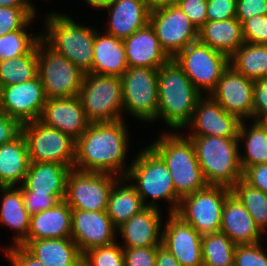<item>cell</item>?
<instances>
[{
	"label": "cell",
	"instance_id": "d590c367",
	"mask_svg": "<svg viewBox=\"0 0 267 266\" xmlns=\"http://www.w3.org/2000/svg\"><path fill=\"white\" fill-rule=\"evenodd\" d=\"M231 192L249 212L260 231L265 233L267 231V193L251 187L243 179L231 188Z\"/></svg>",
	"mask_w": 267,
	"mask_h": 266
},
{
	"label": "cell",
	"instance_id": "f6af8a7d",
	"mask_svg": "<svg viewBox=\"0 0 267 266\" xmlns=\"http://www.w3.org/2000/svg\"><path fill=\"white\" fill-rule=\"evenodd\" d=\"M177 5L197 29H200L206 23L207 0H178Z\"/></svg>",
	"mask_w": 267,
	"mask_h": 266
},
{
	"label": "cell",
	"instance_id": "4dcf8cb0",
	"mask_svg": "<svg viewBox=\"0 0 267 266\" xmlns=\"http://www.w3.org/2000/svg\"><path fill=\"white\" fill-rule=\"evenodd\" d=\"M0 191L3 193L0 222L18 232L13 244L21 245L26 240L30 229V215L24 206L21 187H0Z\"/></svg>",
	"mask_w": 267,
	"mask_h": 266
},
{
	"label": "cell",
	"instance_id": "83f0119b",
	"mask_svg": "<svg viewBox=\"0 0 267 266\" xmlns=\"http://www.w3.org/2000/svg\"><path fill=\"white\" fill-rule=\"evenodd\" d=\"M21 245L45 266H82V254L71 238L24 241Z\"/></svg>",
	"mask_w": 267,
	"mask_h": 266
},
{
	"label": "cell",
	"instance_id": "44dd1931",
	"mask_svg": "<svg viewBox=\"0 0 267 266\" xmlns=\"http://www.w3.org/2000/svg\"><path fill=\"white\" fill-rule=\"evenodd\" d=\"M104 8L110 15L105 32L116 38L123 40L149 24L151 9L145 0H110Z\"/></svg>",
	"mask_w": 267,
	"mask_h": 266
},
{
	"label": "cell",
	"instance_id": "e575fe53",
	"mask_svg": "<svg viewBox=\"0 0 267 266\" xmlns=\"http://www.w3.org/2000/svg\"><path fill=\"white\" fill-rule=\"evenodd\" d=\"M37 45L27 54L0 61V84L5 87L32 80L37 76Z\"/></svg>",
	"mask_w": 267,
	"mask_h": 266
},
{
	"label": "cell",
	"instance_id": "c3c4849f",
	"mask_svg": "<svg viewBox=\"0 0 267 266\" xmlns=\"http://www.w3.org/2000/svg\"><path fill=\"white\" fill-rule=\"evenodd\" d=\"M256 15H267V0L236 1V18L241 23Z\"/></svg>",
	"mask_w": 267,
	"mask_h": 266
},
{
	"label": "cell",
	"instance_id": "1f68e13d",
	"mask_svg": "<svg viewBox=\"0 0 267 266\" xmlns=\"http://www.w3.org/2000/svg\"><path fill=\"white\" fill-rule=\"evenodd\" d=\"M123 181L126 183L127 179L120 177L115 182L110 192L106 210L116 229L133 215L146 208L134 186L132 184L125 185Z\"/></svg>",
	"mask_w": 267,
	"mask_h": 266
},
{
	"label": "cell",
	"instance_id": "5bb4252c",
	"mask_svg": "<svg viewBox=\"0 0 267 266\" xmlns=\"http://www.w3.org/2000/svg\"><path fill=\"white\" fill-rule=\"evenodd\" d=\"M149 23L171 59L186 46L198 41L197 27L177 4L151 10Z\"/></svg>",
	"mask_w": 267,
	"mask_h": 266
},
{
	"label": "cell",
	"instance_id": "11a10c76",
	"mask_svg": "<svg viewBox=\"0 0 267 266\" xmlns=\"http://www.w3.org/2000/svg\"><path fill=\"white\" fill-rule=\"evenodd\" d=\"M148 7L153 10L155 8L167 6V5H175L178 0H145Z\"/></svg>",
	"mask_w": 267,
	"mask_h": 266
},
{
	"label": "cell",
	"instance_id": "4fadbf2b",
	"mask_svg": "<svg viewBox=\"0 0 267 266\" xmlns=\"http://www.w3.org/2000/svg\"><path fill=\"white\" fill-rule=\"evenodd\" d=\"M119 178L113 174L73 168L67 176L64 201L72 209L106 211L110 192Z\"/></svg>",
	"mask_w": 267,
	"mask_h": 266
},
{
	"label": "cell",
	"instance_id": "6da1fadb",
	"mask_svg": "<svg viewBox=\"0 0 267 266\" xmlns=\"http://www.w3.org/2000/svg\"><path fill=\"white\" fill-rule=\"evenodd\" d=\"M128 131L124 120L90 123L75 141L73 168L79 171L99 172L125 177ZM124 170V171H123Z\"/></svg>",
	"mask_w": 267,
	"mask_h": 266
},
{
	"label": "cell",
	"instance_id": "7a4b0ae2",
	"mask_svg": "<svg viewBox=\"0 0 267 266\" xmlns=\"http://www.w3.org/2000/svg\"><path fill=\"white\" fill-rule=\"evenodd\" d=\"M202 94L173 58L158 68L157 118H162L170 128L179 130L190 123Z\"/></svg>",
	"mask_w": 267,
	"mask_h": 266
},
{
	"label": "cell",
	"instance_id": "680465c9",
	"mask_svg": "<svg viewBox=\"0 0 267 266\" xmlns=\"http://www.w3.org/2000/svg\"><path fill=\"white\" fill-rule=\"evenodd\" d=\"M228 266H237L235 263L231 264V265H228Z\"/></svg>",
	"mask_w": 267,
	"mask_h": 266
},
{
	"label": "cell",
	"instance_id": "cb8c5ba5",
	"mask_svg": "<svg viewBox=\"0 0 267 266\" xmlns=\"http://www.w3.org/2000/svg\"><path fill=\"white\" fill-rule=\"evenodd\" d=\"M220 232L235 245L259 243L262 232L238 198L231 192L224 203Z\"/></svg>",
	"mask_w": 267,
	"mask_h": 266
},
{
	"label": "cell",
	"instance_id": "f1b7e54d",
	"mask_svg": "<svg viewBox=\"0 0 267 266\" xmlns=\"http://www.w3.org/2000/svg\"><path fill=\"white\" fill-rule=\"evenodd\" d=\"M198 41L230 57L245 43L242 23L236 17L206 21L198 29Z\"/></svg>",
	"mask_w": 267,
	"mask_h": 266
},
{
	"label": "cell",
	"instance_id": "60d3db41",
	"mask_svg": "<svg viewBox=\"0 0 267 266\" xmlns=\"http://www.w3.org/2000/svg\"><path fill=\"white\" fill-rule=\"evenodd\" d=\"M234 263L237 266H267V255L260 242L236 245Z\"/></svg>",
	"mask_w": 267,
	"mask_h": 266
},
{
	"label": "cell",
	"instance_id": "9f6ffc18",
	"mask_svg": "<svg viewBox=\"0 0 267 266\" xmlns=\"http://www.w3.org/2000/svg\"><path fill=\"white\" fill-rule=\"evenodd\" d=\"M84 1L94 8L102 9L106 5V3L110 0H84Z\"/></svg>",
	"mask_w": 267,
	"mask_h": 266
},
{
	"label": "cell",
	"instance_id": "f546056e",
	"mask_svg": "<svg viewBox=\"0 0 267 266\" xmlns=\"http://www.w3.org/2000/svg\"><path fill=\"white\" fill-rule=\"evenodd\" d=\"M29 165L27 143L20 133L11 142L0 146V187L22 185Z\"/></svg>",
	"mask_w": 267,
	"mask_h": 266
},
{
	"label": "cell",
	"instance_id": "ee69618b",
	"mask_svg": "<svg viewBox=\"0 0 267 266\" xmlns=\"http://www.w3.org/2000/svg\"><path fill=\"white\" fill-rule=\"evenodd\" d=\"M124 266H156L157 247L123 248Z\"/></svg>",
	"mask_w": 267,
	"mask_h": 266
},
{
	"label": "cell",
	"instance_id": "74e56055",
	"mask_svg": "<svg viewBox=\"0 0 267 266\" xmlns=\"http://www.w3.org/2000/svg\"><path fill=\"white\" fill-rule=\"evenodd\" d=\"M41 40V35H30L26 30H16L0 37V61L29 53Z\"/></svg>",
	"mask_w": 267,
	"mask_h": 266
},
{
	"label": "cell",
	"instance_id": "30bf717a",
	"mask_svg": "<svg viewBox=\"0 0 267 266\" xmlns=\"http://www.w3.org/2000/svg\"><path fill=\"white\" fill-rule=\"evenodd\" d=\"M120 78L123 110L142 121L158 120V69L128 67Z\"/></svg>",
	"mask_w": 267,
	"mask_h": 266
},
{
	"label": "cell",
	"instance_id": "5b68a950",
	"mask_svg": "<svg viewBox=\"0 0 267 266\" xmlns=\"http://www.w3.org/2000/svg\"><path fill=\"white\" fill-rule=\"evenodd\" d=\"M46 18V36L41 39L54 51L65 56L84 73L92 68L96 29L74 22L66 15L50 13Z\"/></svg>",
	"mask_w": 267,
	"mask_h": 266
},
{
	"label": "cell",
	"instance_id": "9c48e42d",
	"mask_svg": "<svg viewBox=\"0 0 267 266\" xmlns=\"http://www.w3.org/2000/svg\"><path fill=\"white\" fill-rule=\"evenodd\" d=\"M231 188L207 185L180 199L176 214L189 223L201 236L220 231L222 210Z\"/></svg>",
	"mask_w": 267,
	"mask_h": 266
},
{
	"label": "cell",
	"instance_id": "b9f144b4",
	"mask_svg": "<svg viewBox=\"0 0 267 266\" xmlns=\"http://www.w3.org/2000/svg\"><path fill=\"white\" fill-rule=\"evenodd\" d=\"M66 194H35L29 190H22L24 206L32 216L46 209L55 207L65 199Z\"/></svg>",
	"mask_w": 267,
	"mask_h": 266
},
{
	"label": "cell",
	"instance_id": "9a60e30c",
	"mask_svg": "<svg viewBox=\"0 0 267 266\" xmlns=\"http://www.w3.org/2000/svg\"><path fill=\"white\" fill-rule=\"evenodd\" d=\"M1 101L2 111L24 124L39 120L47 97L37 75L32 80L2 87Z\"/></svg>",
	"mask_w": 267,
	"mask_h": 266
},
{
	"label": "cell",
	"instance_id": "277c9868",
	"mask_svg": "<svg viewBox=\"0 0 267 266\" xmlns=\"http://www.w3.org/2000/svg\"><path fill=\"white\" fill-rule=\"evenodd\" d=\"M196 150L197 160L208 185L232 188L243 179L238 137L186 136Z\"/></svg>",
	"mask_w": 267,
	"mask_h": 266
},
{
	"label": "cell",
	"instance_id": "ab89813d",
	"mask_svg": "<svg viewBox=\"0 0 267 266\" xmlns=\"http://www.w3.org/2000/svg\"><path fill=\"white\" fill-rule=\"evenodd\" d=\"M35 16V8L0 6V37L16 30H25Z\"/></svg>",
	"mask_w": 267,
	"mask_h": 266
},
{
	"label": "cell",
	"instance_id": "f35d334b",
	"mask_svg": "<svg viewBox=\"0 0 267 266\" xmlns=\"http://www.w3.org/2000/svg\"><path fill=\"white\" fill-rule=\"evenodd\" d=\"M82 266H124L123 248L116 241L82 254Z\"/></svg>",
	"mask_w": 267,
	"mask_h": 266
},
{
	"label": "cell",
	"instance_id": "ac0fdd59",
	"mask_svg": "<svg viewBox=\"0 0 267 266\" xmlns=\"http://www.w3.org/2000/svg\"><path fill=\"white\" fill-rule=\"evenodd\" d=\"M116 231L106 211L72 209L71 239L81 254L114 243Z\"/></svg>",
	"mask_w": 267,
	"mask_h": 266
},
{
	"label": "cell",
	"instance_id": "7dc6e473",
	"mask_svg": "<svg viewBox=\"0 0 267 266\" xmlns=\"http://www.w3.org/2000/svg\"><path fill=\"white\" fill-rule=\"evenodd\" d=\"M237 0H207V21H220L236 17Z\"/></svg>",
	"mask_w": 267,
	"mask_h": 266
},
{
	"label": "cell",
	"instance_id": "484cf974",
	"mask_svg": "<svg viewBox=\"0 0 267 266\" xmlns=\"http://www.w3.org/2000/svg\"><path fill=\"white\" fill-rule=\"evenodd\" d=\"M96 30L90 73L121 77L127 70L123 40Z\"/></svg>",
	"mask_w": 267,
	"mask_h": 266
},
{
	"label": "cell",
	"instance_id": "4316f807",
	"mask_svg": "<svg viewBox=\"0 0 267 266\" xmlns=\"http://www.w3.org/2000/svg\"><path fill=\"white\" fill-rule=\"evenodd\" d=\"M71 168L48 162H30L21 190L35 194H66V180Z\"/></svg>",
	"mask_w": 267,
	"mask_h": 266
},
{
	"label": "cell",
	"instance_id": "6f0895ef",
	"mask_svg": "<svg viewBox=\"0 0 267 266\" xmlns=\"http://www.w3.org/2000/svg\"><path fill=\"white\" fill-rule=\"evenodd\" d=\"M1 92H2V87L0 84V110H2Z\"/></svg>",
	"mask_w": 267,
	"mask_h": 266
},
{
	"label": "cell",
	"instance_id": "7402d4cb",
	"mask_svg": "<svg viewBox=\"0 0 267 266\" xmlns=\"http://www.w3.org/2000/svg\"><path fill=\"white\" fill-rule=\"evenodd\" d=\"M159 208L146 207L116 230L125 242L122 248L157 247L162 244ZM119 230V231H118ZM161 231V232H160Z\"/></svg>",
	"mask_w": 267,
	"mask_h": 266
},
{
	"label": "cell",
	"instance_id": "e0dca14e",
	"mask_svg": "<svg viewBox=\"0 0 267 266\" xmlns=\"http://www.w3.org/2000/svg\"><path fill=\"white\" fill-rule=\"evenodd\" d=\"M167 221L162 230V245L181 266H203L202 236L176 213H169Z\"/></svg>",
	"mask_w": 267,
	"mask_h": 266
},
{
	"label": "cell",
	"instance_id": "ffe728a7",
	"mask_svg": "<svg viewBox=\"0 0 267 266\" xmlns=\"http://www.w3.org/2000/svg\"><path fill=\"white\" fill-rule=\"evenodd\" d=\"M39 121L69 135L75 141L90 124L78 96L47 99Z\"/></svg>",
	"mask_w": 267,
	"mask_h": 266
},
{
	"label": "cell",
	"instance_id": "681fc988",
	"mask_svg": "<svg viewBox=\"0 0 267 266\" xmlns=\"http://www.w3.org/2000/svg\"><path fill=\"white\" fill-rule=\"evenodd\" d=\"M4 251L13 266H45L22 245L9 246Z\"/></svg>",
	"mask_w": 267,
	"mask_h": 266
},
{
	"label": "cell",
	"instance_id": "816d5d0a",
	"mask_svg": "<svg viewBox=\"0 0 267 266\" xmlns=\"http://www.w3.org/2000/svg\"><path fill=\"white\" fill-rule=\"evenodd\" d=\"M21 133V124L0 110V146L11 142Z\"/></svg>",
	"mask_w": 267,
	"mask_h": 266
},
{
	"label": "cell",
	"instance_id": "836d02e7",
	"mask_svg": "<svg viewBox=\"0 0 267 266\" xmlns=\"http://www.w3.org/2000/svg\"><path fill=\"white\" fill-rule=\"evenodd\" d=\"M229 65L253 81L267 77V45L245 42L229 57Z\"/></svg>",
	"mask_w": 267,
	"mask_h": 266
},
{
	"label": "cell",
	"instance_id": "d6986e66",
	"mask_svg": "<svg viewBox=\"0 0 267 266\" xmlns=\"http://www.w3.org/2000/svg\"><path fill=\"white\" fill-rule=\"evenodd\" d=\"M241 120L226 112L210 96L198 100L190 123L193 132L187 136L238 137Z\"/></svg>",
	"mask_w": 267,
	"mask_h": 266
},
{
	"label": "cell",
	"instance_id": "603a6c76",
	"mask_svg": "<svg viewBox=\"0 0 267 266\" xmlns=\"http://www.w3.org/2000/svg\"><path fill=\"white\" fill-rule=\"evenodd\" d=\"M123 45L128 67L158 69L171 59L162 49L150 23L123 39Z\"/></svg>",
	"mask_w": 267,
	"mask_h": 266
},
{
	"label": "cell",
	"instance_id": "bcb514c9",
	"mask_svg": "<svg viewBox=\"0 0 267 266\" xmlns=\"http://www.w3.org/2000/svg\"><path fill=\"white\" fill-rule=\"evenodd\" d=\"M253 119L261 122L267 119V77L254 81Z\"/></svg>",
	"mask_w": 267,
	"mask_h": 266
},
{
	"label": "cell",
	"instance_id": "8fae6325",
	"mask_svg": "<svg viewBox=\"0 0 267 266\" xmlns=\"http://www.w3.org/2000/svg\"><path fill=\"white\" fill-rule=\"evenodd\" d=\"M30 162L59 163L73 169L75 140L39 120L21 124Z\"/></svg>",
	"mask_w": 267,
	"mask_h": 266
},
{
	"label": "cell",
	"instance_id": "52a82bcc",
	"mask_svg": "<svg viewBox=\"0 0 267 266\" xmlns=\"http://www.w3.org/2000/svg\"><path fill=\"white\" fill-rule=\"evenodd\" d=\"M90 123L123 120L122 81L118 76L85 73L79 96Z\"/></svg>",
	"mask_w": 267,
	"mask_h": 266
},
{
	"label": "cell",
	"instance_id": "2e32d148",
	"mask_svg": "<svg viewBox=\"0 0 267 266\" xmlns=\"http://www.w3.org/2000/svg\"><path fill=\"white\" fill-rule=\"evenodd\" d=\"M253 89L254 81L229 65L208 95L226 112L247 120L253 119Z\"/></svg>",
	"mask_w": 267,
	"mask_h": 266
},
{
	"label": "cell",
	"instance_id": "8992f818",
	"mask_svg": "<svg viewBox=\"0 0 267 266\" xmlns=\"http://www.w3.org/2000/svg\"><path fill=\"white\" fill-rule=\"evenodd\" d=\"M140 151L129 165L125 178L135 181L132 185L146 207L160 208L155 200L165 199L171 204L169 213H176L181 198L175 193L168 167L150 146ZM147 197H151L152 202L147 203Z\"/></svg>",
	"mask_w": 267,
	"mask_h": 266
},
{
	"label": "cell",
	"instance_id": "7c38bea8",
	"mask_svg": "<svg viewBox=\"0 0 267 266\" xmlns=\"http://www.w3.org/2000/svg\"><path fill=\"white\" fill-rule=\"evenodd\" d=\"M173 59L200 93H210L229 67L227 55L199 41L186 46Z\"/></svg>",
	"mask_w": 267,
	"mask_h": 266
},
{
	"label": "cell",
	"instance_id": "d6a6232c",
	"mask_svg": "<svg viewBox=\"0 0 267 266\" xmlns=\"http://www.w3.org/2000/svg\"><path fill=\"white\" fill-rule=\"evenodd\" d=\"M241 120L238 141H245V155L239 153V161L242 171L248 167L267 163V125L261 121H254L247 129Z\"/></svg>",
	"mask_w": 267,
	"mask_h": 266
},
{
	"label": "cell",
	"instance_id": "7bdbcfd3",
	"mask_svg": "<svg viewBox=\"0 0 267 266\" xmlns=\"http://www.w3.org/2000/svg\"><path fill=\"white\" fill-rule=\"evenodd\" d=\"M246 43L267 45V15H256L242 23Z\"/></svg>",
	"mask_w": 267,
	"mask_h": 266
},
{
	"label": "cell",
	"instance_id": "3957f363",
	"mask_svg": "<svg viewBox=\"0 0 267 266\" xmlns=\"http://www.w3.org/2000/svg\"><path fill=\"white\" fill-rule=\"evenodd\" d=\"M164 161L172 177L175 193L180 197L205 188L206 183L197 160L193 142L177 133H163L149 145Z\"/></svg>",
	"mask_w": 267,
	"mask_h": 266
},
{
	"label": "cell",
	"instance_id": "d4e9b609",
	"mask_svg": "<svg viewBox=\"0 0 267 266\" xmlns=\"http://www.w3.org/2000/svg\"><path fill=\"white\" fill-rule=\"evenodd\" d=\"M72 208L63 200L55 207L30 216L25 241L71 238Z\"/></svg>",
	"mask_w": 267,
	"mask_h": 266
},
{
	"label": "cell",
	"instance_id": "8d00e7d4",
	"mask_svg": "<svg viewBox=\"0 0 267 266\" xmlns=\"http://www.w3.org/2000/svg\"><path fill=\"white\" fill-rule=\"evenodd\" d=\"M236 245L224 233L202 236L203 266H228L234 263Z\"/></svg>",
	"mask_w": 267,
	"mask_h": 266
},
{
	"label": "cell",
	"instance_id": "f5cc1de1",
	"mask_svg": "<svg viewBox=\"0 0 267 266\" xmlns=\"http://www.w3.org/2000/svg\"><path fill=\"white\" fill-rule=\"evenodd\" d=\"M156 266H181L162 244L157 246Z\"/></svg>",
	"mask_w": 267,
	"mask_h": 266
},
{
	"label": "cell",
	"instance_id": "f907efd6",
	"mask_svg": "<svg viewBox=\"0 0 267 266\" xmlns=\"http://www.w3.org/2000/svg\"><path fill=\"white\" fill-rule=\"evenodd\" d=\"M243 180L251 187L267 193V163L248 167L243 172Z\"/></svg>",
	"mask_w": 267,
	"mask_h": 266
},
{
	"label": "cell",
	"instance_id": "db71d44e",
	"mask_svg": "<svg viewBox=\"0 0 267 266\" xmlns=\"http://www.w3.org/2000/svg\"><path fill=\"white\" fill-rule=\"evenodd\" d=\"M0 6L34 8V6L28 0H0Z\"/></svg>",
	"mask_w": 267,
	"mask_h": 266
},
{
	"label": "cell",
	"instance_id": "ba28073f",
	"mask_svg": "<svg viewBox=\"0 0 267 266\" xmlns=\"http://www.w3.org/2000/svg\"><path fill=\"white\" fill-rule=\"evenodd\" d=\"M39 76L47 99L79 96L85 73L42 39L37 43Z\"/></svg>",
	"mask_w": 267,
	"mask_h": 266
}]
</instances>
